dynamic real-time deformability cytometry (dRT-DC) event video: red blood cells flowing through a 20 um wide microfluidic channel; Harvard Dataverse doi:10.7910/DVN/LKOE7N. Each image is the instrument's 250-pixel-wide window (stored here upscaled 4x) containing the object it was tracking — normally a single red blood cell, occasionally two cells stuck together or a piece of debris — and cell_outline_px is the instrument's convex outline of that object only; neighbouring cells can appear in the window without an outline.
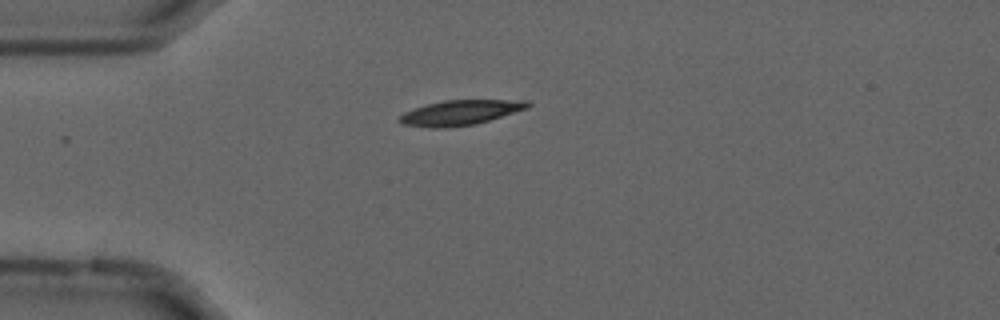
{"species": "common noctule bat (a hibernating species)", "species_latin": "Nyctalus noctula", "temperature_condition": "cold", "stored_images_in_passage": 10, "camera_frame_rate_fps": 3000, "um_per_image_px": 0.085, "animal": {"sex": "male", "forearm_length_mm": 52.5}, "frame": {"image": 1, "passage_image": 1, "time_ms": 0.0, "image_size_px": [1000, 320], "cell_outline_px": [[532, 104], [528, 108], [476, 124], [444, 128], [432, 128], [400, 124], [396, 120], [404, 112], [428, 104], [444, 100], [528, 100]], "centroid_in_image_um": [39.11, 9.58], "position_along_channel_um": 45.9, "area_um2": 18.67}}
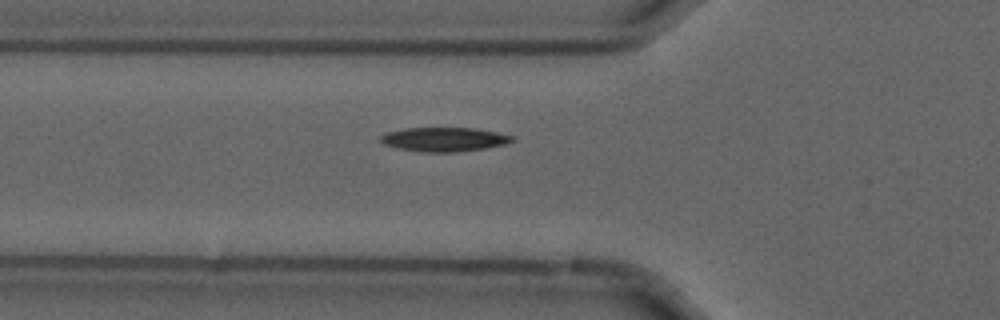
{"frame": {"image": 2, "passage_image": 6, "time_ms": 1.667, "image_size_px": [1000, 320], "cell_outline_px": [[516, 140], [504, 144], [484, 148], [456, 152], [420, 152], [400, 148], [384, 144], [380, 140], [380, 136], [384, 132], [404, 128], [476, 128], [516, 136]], "centroid_in_image_um": [37.76, 11.84], "position_along_channel_um": 88.0, "area_um2": 18.55}}